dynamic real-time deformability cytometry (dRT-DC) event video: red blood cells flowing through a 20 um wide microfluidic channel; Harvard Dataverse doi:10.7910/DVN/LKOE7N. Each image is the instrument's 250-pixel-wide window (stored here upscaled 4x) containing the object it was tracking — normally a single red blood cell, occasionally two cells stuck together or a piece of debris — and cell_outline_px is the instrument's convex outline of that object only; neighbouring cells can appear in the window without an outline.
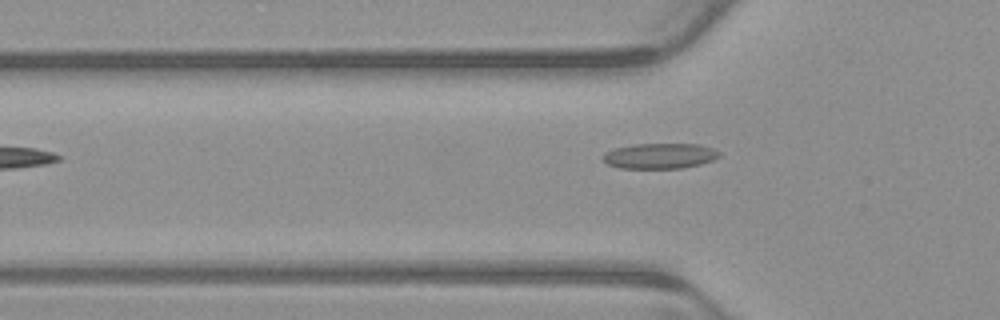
{"species": "common noctule bat (a hibernating species)", "species_latin": "Nyctalus noctula", "temperature_condition": "warm", "stored_images_in_passage": 5, "camera_frame_rate_fps": 3000, "um_per_image_px": 0.085, "animal": {"sex": "male", "body_mass_g": 23.1, "forearm_length_mm": 52.7}, "frame": {"image": 1, "passage_image": 5, "time_ms": 1.333, "image_size_px": [1000, 320], "cell_outline_px": [[720, 156], [712, 160], [700, 164], [680, 168], [620, 168], [608, 164], [600, 156], [604, 152], [616, 148], [636, 144], [700, 144], [712, 148], [720, 152]], "centroid_in_image_um": [56.07, 13.25], "position_along_channel_um": 69.7, "area_um2": 17.17}}